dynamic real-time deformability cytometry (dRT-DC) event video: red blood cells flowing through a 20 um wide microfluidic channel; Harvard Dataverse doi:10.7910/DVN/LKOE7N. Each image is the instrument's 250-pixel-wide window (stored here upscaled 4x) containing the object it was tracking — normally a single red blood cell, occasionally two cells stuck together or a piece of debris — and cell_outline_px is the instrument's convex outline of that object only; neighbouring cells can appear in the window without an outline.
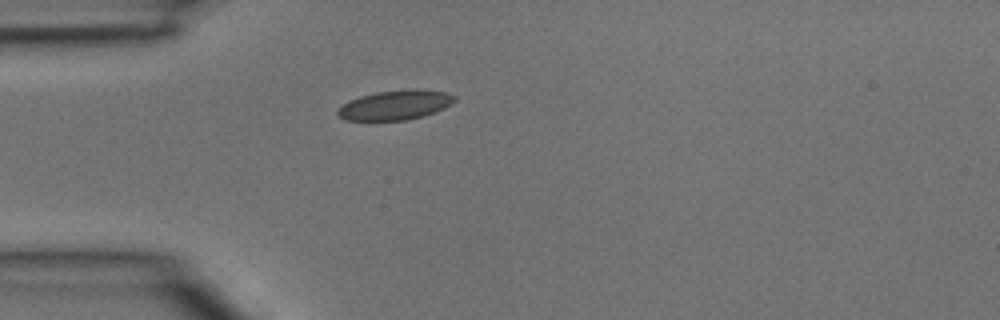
{"species": "common noctule bat (a hibernating species)", "species_latin": "Nyctalus noctula", "temperature_condition": "room temperature", "stored_images_in_passage": 1, "camera_frame_rate_fps": 3000, "um_per_image_px": 0.085, "animal": {"sex": "male", "body_mass_g": 15.6}, "frame": {"image": 1, "passage_image": 1, "time_ms": 0.0, "image_size_px": [1000, 320], "cell_outline_px": [[456, 100], [444, 108], [420, 116], [404, 120], [348, 120], [340, 116], [336, 112], [348, 100], [360, 96], [376, 92], [408, 88], [420, 88], [444, 92], [456, 96]], "centroid_in_image_um": [33.61, 8.9], "position_along_channel_um": 51.4, "area_um2": 20.0}}